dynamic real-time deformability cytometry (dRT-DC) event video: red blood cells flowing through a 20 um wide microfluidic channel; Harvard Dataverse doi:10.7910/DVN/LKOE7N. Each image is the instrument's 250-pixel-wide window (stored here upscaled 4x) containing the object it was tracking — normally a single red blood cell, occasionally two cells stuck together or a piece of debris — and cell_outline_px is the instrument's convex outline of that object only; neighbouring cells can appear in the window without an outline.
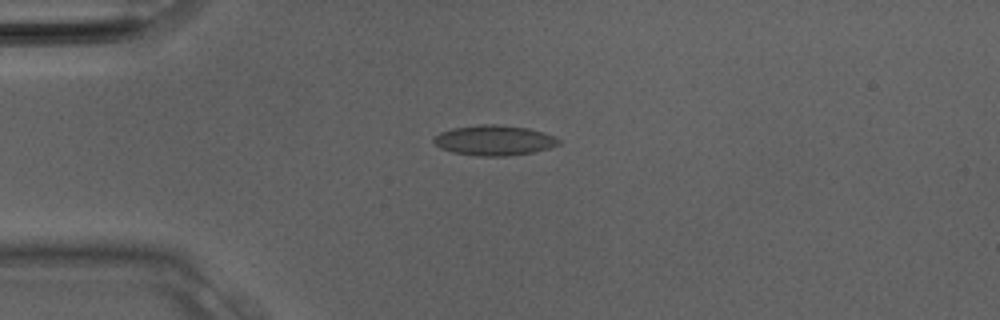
{"species": "Egyptian fruit bat (a non-hibernating species)", "species_latin": "Rousettus aegyptiacus", "temperature_condition": "room temperature", "stored_images_in_passage": 27, "camera_frame_rate_fps": 3000, "um_per_image_px": 0.085, "animal": {"sex": "male"}, "frame": {"image": 1, "passage_image": 3, "time_ms": 0.667, "image_size_px": [1000, 320], "cell_outline_px": [[560, 144], [548, 148], [532, 152], [508, 156], [476, 156], [452, 152], [440, 148], [432, 140], [440, 132], [452, 128], [480, 124], [496, 124], [528, 128], [544, 132], [556, 136], [560, 140]], "centroid_in_image_um": [42.01, 11.92], "position_along_channel_um": 43.0, "area_um2": 22.08}}
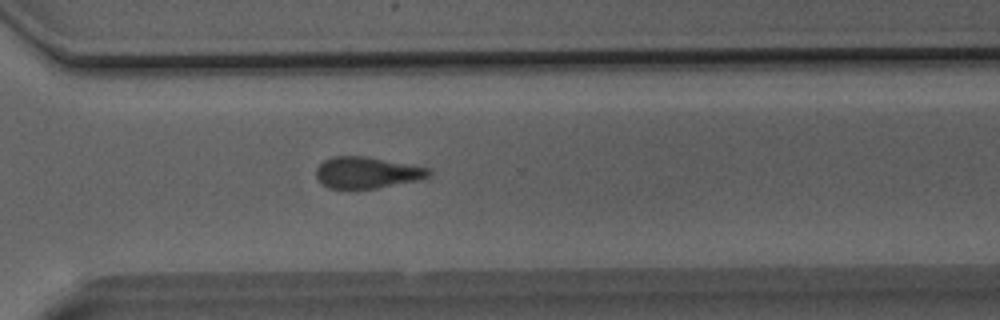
{"frame": {"image": 2, "passage_image": 18, "time_ms": 5.667, "image_size_px": [1000, 320], "cell_outline_px": [[432, 172], [428, 176], [420, 180], [376, 188], [328, 188], [320, 184], [316, 176], [316, 168], [324, 160], [332, 156], [364, 156], [432, 168]], "centroid_in_image_um": [31.19, 14.67], "position_along_channel_um": 339.4, "area_um2": 20.69}}
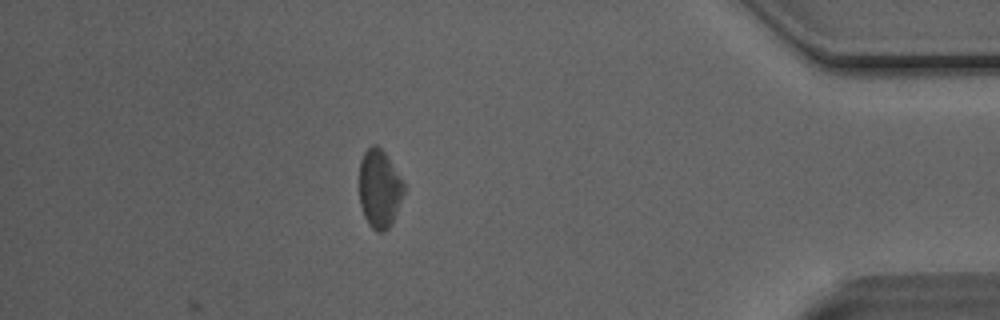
{"frame": {"image": 3, "passage_image": 23, "time_ms": 7.333, "image_size_px": [1000, 320], "cell_outline_px": [[404, 192], [392, 224], [384, 232], [376, 232], [368, 224], [364, 216], [360, 204], [360, 160], [364, 152], [372, 144], [376, 144], [384, 152], [404, 184]], "centroid_in_image_um": [32.24, 16.07], "position_along_channel_um": 403.0, "area_um2": 20.17}}